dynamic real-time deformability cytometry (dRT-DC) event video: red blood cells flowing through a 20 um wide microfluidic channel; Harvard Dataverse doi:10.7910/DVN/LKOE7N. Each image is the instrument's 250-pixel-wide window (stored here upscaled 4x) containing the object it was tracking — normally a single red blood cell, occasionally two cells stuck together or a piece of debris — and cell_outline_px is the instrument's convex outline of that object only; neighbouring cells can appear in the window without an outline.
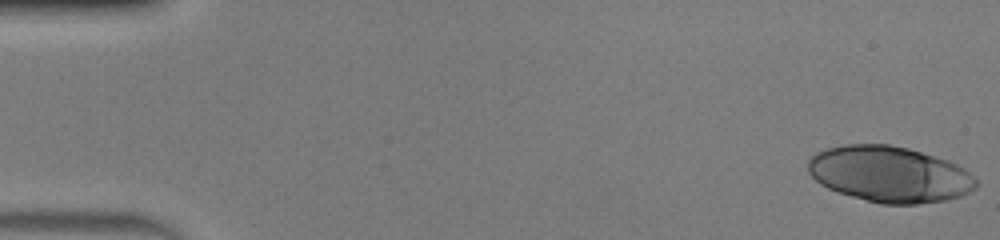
{"species": "human", "species_latin": "Homo sapiens", "temperature_condition": "warm", "stored_images_in_passage": 48, "camera_frame_rate_fps": 3000, "um_per_image_px": 0.085, "donor": {"sex": "male"}, "frame": {"image": 1, "passage_image": 1, "time_ms": 0.0, "image_size_px": [1000, 240], "cell_outline_px": [[980, 184], [976, 188], [960, 196], [944, 200], [916, 204], [880, 204], [836, 192], [820, 184], [808, 172], [808, 160], [816, 152], [828, 148], [844, 144], [888, 144], [908, 148], [956, 164], [964, 168]], "centroid_in_image_um": [75.58, 14.81], "position_along_channel_um": 9.4, "area_um2": 54.68}}
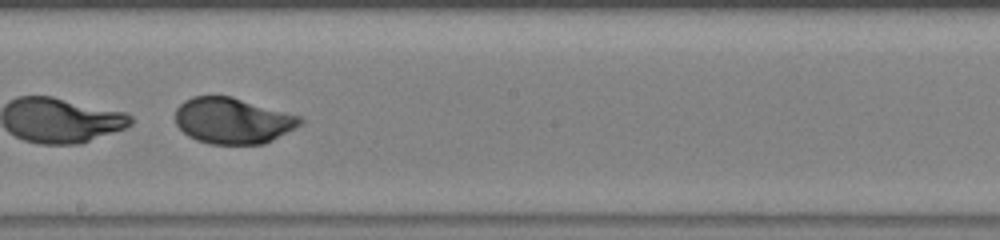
{"frame": {"image": 2, "passage_image": 28, "time_ms": 9.0, "image_size_px": [1000, 240], "cell_outline_px": [[304, 120], [296, 128], [264, 144], [208, 144], [196, 140], [188, 136], [176, 124], [176, 108], [184, 100], [192, 96], [232, 96], [300, 116]], "centroid_in_image_um": [19.77, 10.26], "position_along_channel_um": 228.4, "area_um2": 33.52}}
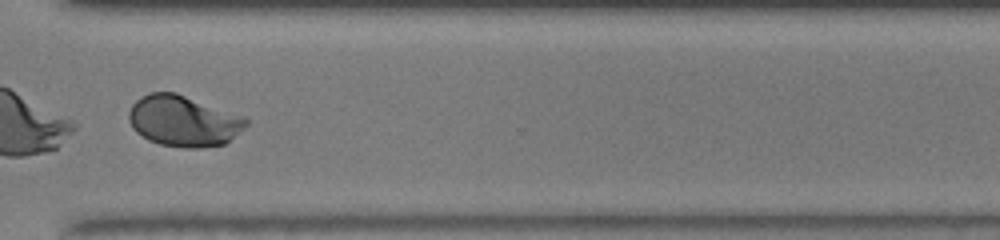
{"frame": {"image": 3, "passage_image": 37, "time_ms": 12.0, "image_size_px": [1000, 240], "cell_outline_px": [[248, 124], [244, 128], [224, 144], [200, 148], [184, 148], [160, 144], [148, 140], [136, 132], [132, 128], [128, 120], [128, 112], [132, 104], [140, 96], [152, 92], [176, 92], [244, 116], [248, 120]], "centroid_in_image_um": [15.57, 10.28], "position_along_channel_um": 355.0, "area_um2": 34.97}}